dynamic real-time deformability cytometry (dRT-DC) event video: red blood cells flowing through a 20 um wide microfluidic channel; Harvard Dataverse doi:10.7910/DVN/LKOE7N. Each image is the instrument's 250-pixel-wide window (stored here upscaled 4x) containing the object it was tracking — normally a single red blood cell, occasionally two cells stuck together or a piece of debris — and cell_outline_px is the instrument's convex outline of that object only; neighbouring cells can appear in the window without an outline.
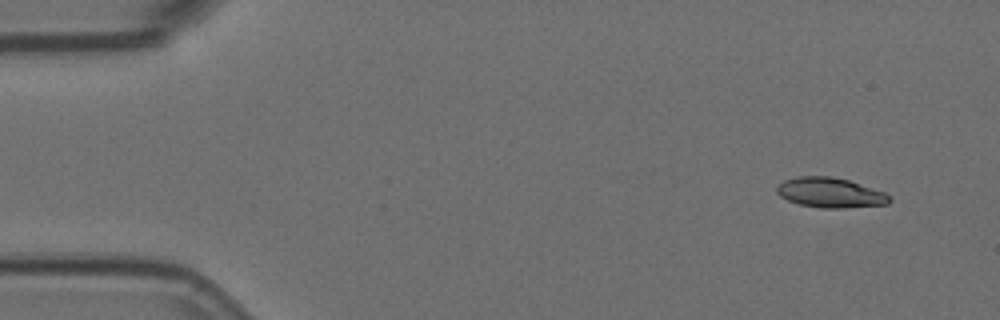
{"species": "Egyptian fruit bat (a non-hibernating species)", "species_latin": "Rousettus aegyptiacus", "temperature_condition": "room temperature", "stored_images_in_passage": 5, "camera_frame_rate_fps": 3000, "um_per_image_px": 0.085, "animal": {"sex": "female"}, "frame": {"image": 1, "passage_image": 1, "time_ms": 0.0, "image_size_px": [1000, 320], "cell_outline_px": [[892, 200], [888, 204], [844, 208], [820, 208], [800, 204], [788, 200], [780, 196], [776, 192], [776, 188], [784, 180], [796, 176], [832, 176], [848, 180], [884, 192], [892, 196]], "centroid_in_image_um": [70.58, 16.38], "position_along_channel_um": 14.4, "area_um2": 19.71}}
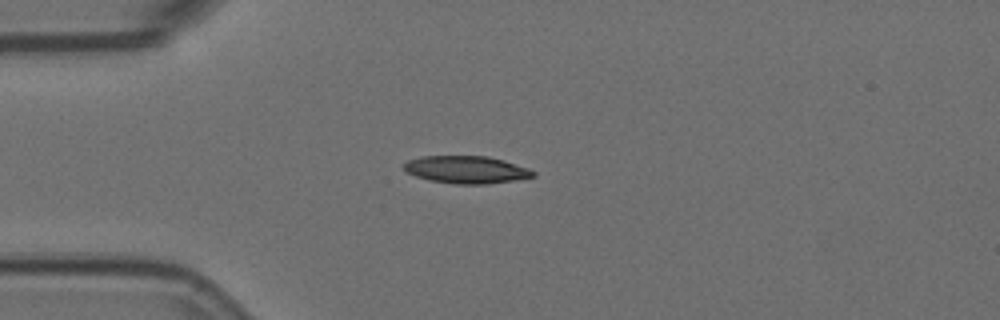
{"frame": {"image": 2, "passage_image": 4, "time_ms": 1.0, "image_size_px": [1000, 320], "cell_outline_px": [[536, 176], [488, 184], [456, 184], [428, 180], [416, 176], [408, 172], [404, 168], [404, 164], [408, 160], [420, 156], [488, 156], [504, 160], [528, 168], [536, 172]], "centroid_in_image_um": [39.65, 14.42], "position_along_channel_um": 45.4, "area_um2": 20.63}}